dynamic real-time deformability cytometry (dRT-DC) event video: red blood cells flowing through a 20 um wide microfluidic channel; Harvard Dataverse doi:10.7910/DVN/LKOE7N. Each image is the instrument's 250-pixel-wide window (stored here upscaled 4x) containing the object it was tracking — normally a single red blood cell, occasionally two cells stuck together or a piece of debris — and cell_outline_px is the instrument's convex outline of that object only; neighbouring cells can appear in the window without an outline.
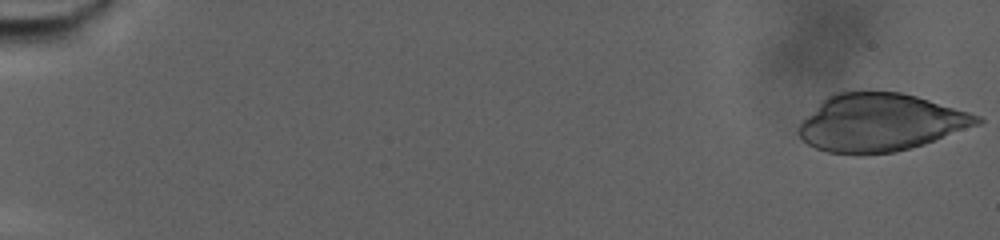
{"species": "human", "species_latin": "Homo sapiens", "temperature_condition": "warm", "stored_images_in_passage": 72, "camera_frame_rate_fps": 3000, "um_per_image_px": 0.085, "donor": {"sex": "male"}, "frame": {"image": 1, "passage_image": 1, "time_ms": 0.0, "image_size_px": [1000, 240], "cell_outline_px": [[984, 120], [980, 124], [924, 144], [896, 152], [864, 156], [856, 156], [828, 152], [816, 148], [808, 144], [796, 132], [800, 124], [828, 96], [836, 92], [900, 92], [916, 96], [968, 112], [980, 116]], "centroid_in_image_um": [74.83, 10.45], "position_along_channel_um": 10.2, "area_um2": 59.71}}